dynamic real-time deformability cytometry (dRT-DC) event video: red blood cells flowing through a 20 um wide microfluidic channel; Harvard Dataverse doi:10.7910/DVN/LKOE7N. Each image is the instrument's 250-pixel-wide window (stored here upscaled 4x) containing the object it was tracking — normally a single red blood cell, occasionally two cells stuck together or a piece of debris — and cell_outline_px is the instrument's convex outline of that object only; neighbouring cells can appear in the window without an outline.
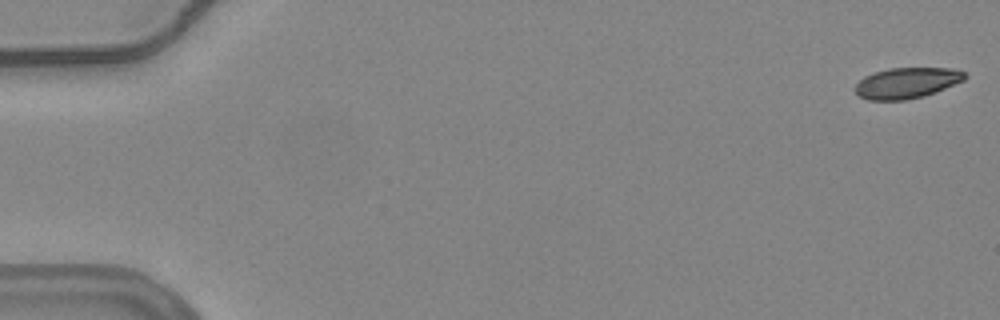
{"species": "common noctule bat (a hibernating species)", "species_latin": "Nyctalus noctula", "temperature_condition": "warm", "stored_images_in_passage": 49, "camera_frame_rate_fps": 3000, "um_per_image_px": 0.085, "animal": {"sex": "female", "body_mass_g": 24.6, "forearm_length_mm": 56.2}, "frame": {"image": 1, "passage_image": 1, "time_ms": 0.0, "image_size_px": [1000, 320], "cell_outline_px": [[968, 76], [964, 80], [936, 92], [924, 96], [904, 100], [868, 100], [860, 96], [856, 92], [856, 84], [864, 76], [888, 68], [952, 68], [964, 72]], "centroid_in_image_um": [77.1, 7.05], "position_along_channel_um": 7.9, "area_um2": 19.59}}
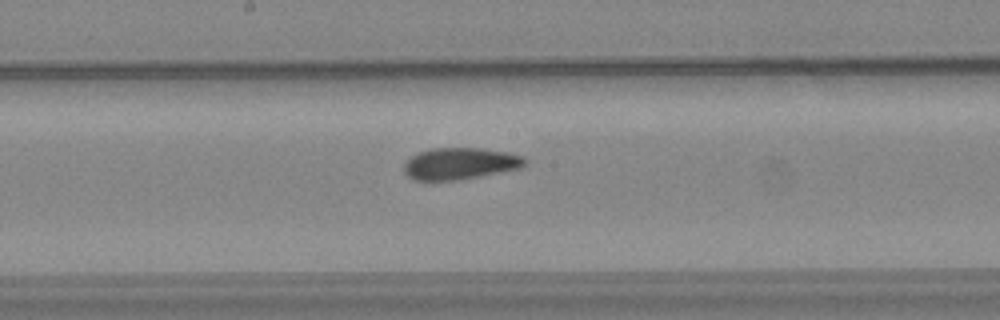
{"frame": {"image": 2, "passage_image": 30, "time_ms": 9.667, "image_size_px": [1000, 320], "cell_outline_px": [[528, 160], [520, 168], [460, 180], [428, 184], [412, 180], [404, 172], [404, 164], [412, 156], [420, 152], [432, 148], [480, 148], [504, 152], [524, 156]], "centroid_in_image_um": [39.03, 13.95], "position_along_channel_um": 209.2, "area_um2": 22.89}}
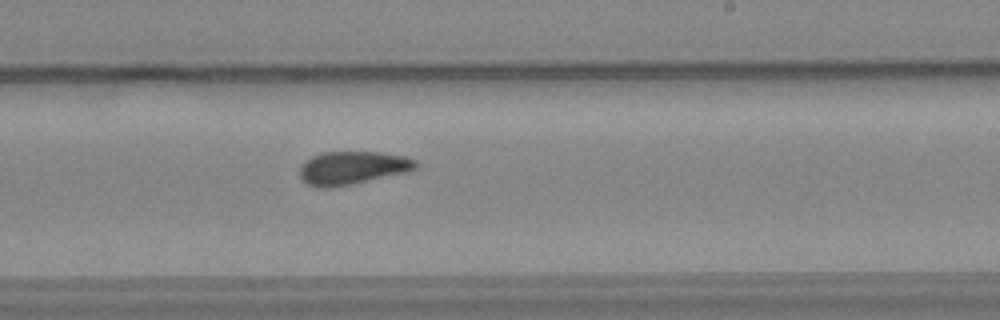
{"frame": {"image": 3, "passage_image": 34, "time_ms": 11.0, "image_size_px": [1000, 320], "cell_outline_px": [[416, 168], [408, 172], [352, 184], [328, 188], [316, 188], [308, 184], [300, 176], [300, 168], [304, 160], [312, 156], [324, 152], [376, 152], [404, 156], [416, 160]], "centroid_in_image_um": [29.93, 14.27], "position_along_channel_um": 259.1, "area_um2": 22.37}}